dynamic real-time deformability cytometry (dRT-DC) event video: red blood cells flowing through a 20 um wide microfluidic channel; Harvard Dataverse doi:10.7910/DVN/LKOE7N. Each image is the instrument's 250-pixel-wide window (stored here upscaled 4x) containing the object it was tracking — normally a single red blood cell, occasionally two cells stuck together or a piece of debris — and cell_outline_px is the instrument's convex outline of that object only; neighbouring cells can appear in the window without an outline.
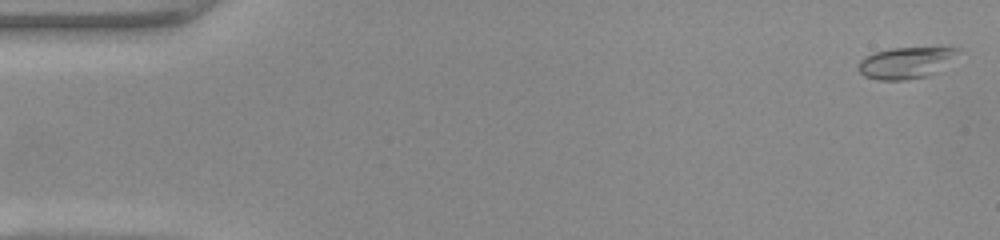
{"species": "common noctule bat (a hibernating species)", "species_latin": "Nyctalus noctula", "temperature_condition": "warm", "stored_images_in_passage": 49, "camera_frame_rate_fps": 3000, "um_per_image_px": 0.085, "animal": {"sex": "female", "body_mass_g": 22.0, "forearm_length_mm": 56.7}, "frame": {"image": 1, "passage_image": 1, "time_ms": 0.0, "image_size_px": [1000, 240], "cell_outline_px": [[960, 48], [936, 72], [928, 76], [904, 80], [880, 80], [864, 76], [856, 68], [860, 60], [864, 56], [876, 52], [892, 48]], "centroid_in_image_um": [76.87, 5.35], "position_along_channel_um": 8.1, "area_um2": 17.69}}
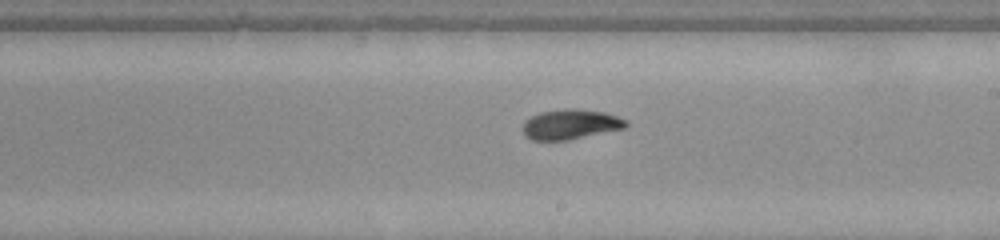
{"frame": {"image": 2, "passage_image": 28, "time_ms": 9.0, "image_size_px": [1000, 240], "cell_outline_px": [[628, 124], [624, 128], [568, 140], [532, 140], [524, 136], [524, 120], [540, 112], [572, 108], [604, 112], [616, 116], [624, 120]], "centroid_in_image_um": [48.46, 10.57], "position_along_channel_um": 240.5, "area_um2": 17.74}}
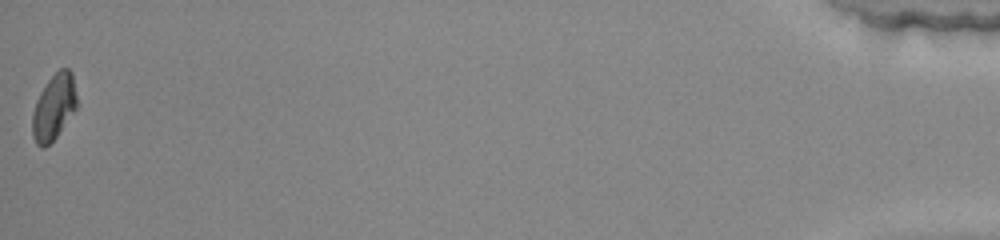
{"frame": {"image": 3, "passage_image": 49, "time_ms": 16.0, "image_size_px": [1000, 240], "cell_outline_px": [[76, 108], [56, 136], [44, 148], [40, 148], [36, 144], [32, 136], [32, 116], [36, 100], [40, 92], [48, 80], [60, 68], [68, 68], [72, 72], [76, 96]], "centroid_in_image_um": [4.55, 9.1], "position_along_channel_um": 430.6, "area_um2": 16.82}, "authors_computed_cell_mechanics": {"area_um2": 17.7446, "velocity_mm_per_s": 4.1646, "shape_relaxation_time_tau1_ms": 5.8351, "shape_relaxation_time_tau2_ms": 1.5917, "deformation_change_tau1": 0.2267, "deformation_change_tau2": 0.0516}}